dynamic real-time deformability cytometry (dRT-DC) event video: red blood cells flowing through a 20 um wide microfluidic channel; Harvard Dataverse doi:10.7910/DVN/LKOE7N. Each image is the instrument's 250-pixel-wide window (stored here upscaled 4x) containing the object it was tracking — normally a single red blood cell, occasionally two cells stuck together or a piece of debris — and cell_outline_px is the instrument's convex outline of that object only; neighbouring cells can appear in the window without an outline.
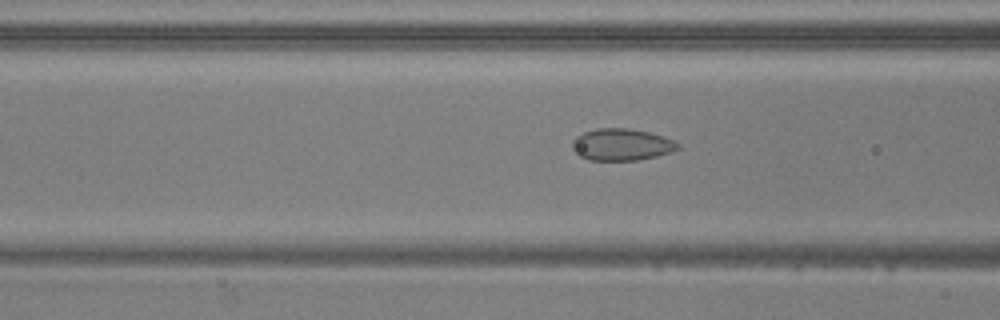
{"species": "common noctule bat (a hibernating species)", "species_latin": "Nyctalus noctula", "temperature_condition": "warm", "stored_images_in_passage": 53, "camera_frame_rate_fps": 3000, "um_per_image_px": 0.085, "animal": {"sex": "male", "body_mass_g": 20.5, "forearm_length_mm": 52.5}, "frame": {"image": 1, "passage_image": 21, "time_ms": 6.667, "image_size_px": [1000, 320], "cell_outline_px": [[680, 148], [656, 156], [636, 160], [588, 160], [580, 156], [572, 148], [572, 140], [576, 136], [584, 132], [596, 128], [628, 128], [648, 132], [672, 140], [680, 144]], "centroid_in_image_um": [52.79, 12.29], "position_along_channel_um": 113.8, "area_um2": 19.42}}
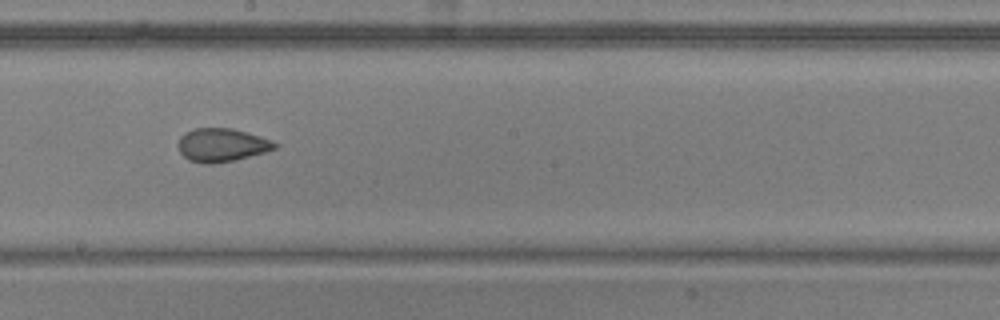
{"frame": {"image": 2, "passage_image": 30, "time_ms": 9.667, "image_size_px": [1000, 320], "cell_outline_px": [[280, 144], [276, 148], [264, 152], [232, 160], [212, 164], [204, 164], [188, 160], [180, 152], [176, 144], [180, 136], [184, 132], [196, 128], [232, 128], [260, 136], [272, 140]], "centroid_in_image_um": [18.82, 12.32], "position_along_channel_um": 229.4, "area_um2": 18.84}}
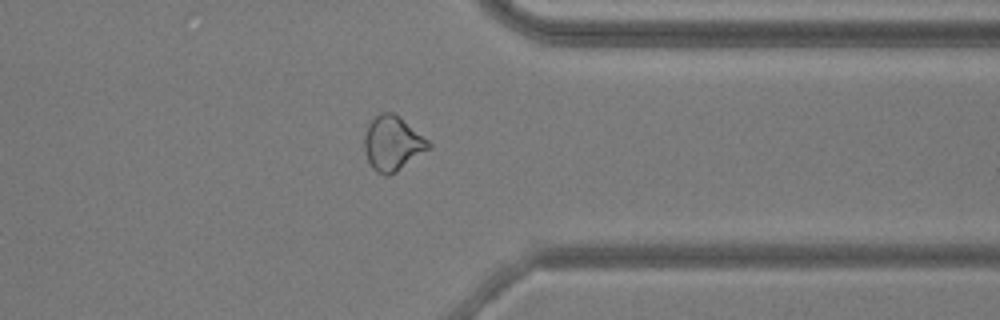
{"frame": {"image": 3, "passage_image": 42, "time_ms": 13.667, "image_size_px": [1000, 320], "cell_outline_px": [[432, 148], [396, 172], [388, 176], [384, 176], [376, 172], [372, 168], [364, 152], [364, 132], [368, 124], [380, 112], [392, 112], [428, 140], [432, 144]], "centroid_in_image_um": [33.35, 12.22], "position_along_channel_um": 378.0, "area_um2": 20.46}, "authors_computed_cell_mechanics": {"area_um2": 20.5768, "velocity_mm_per_s": 3.8329, "shape_relaxation_time_tau1_ms": null, "shape_relaxation_time_tau2_ms": 1.7591, "deformation_change_tau1": null, "deformation_change_tau2": 0.0668}}